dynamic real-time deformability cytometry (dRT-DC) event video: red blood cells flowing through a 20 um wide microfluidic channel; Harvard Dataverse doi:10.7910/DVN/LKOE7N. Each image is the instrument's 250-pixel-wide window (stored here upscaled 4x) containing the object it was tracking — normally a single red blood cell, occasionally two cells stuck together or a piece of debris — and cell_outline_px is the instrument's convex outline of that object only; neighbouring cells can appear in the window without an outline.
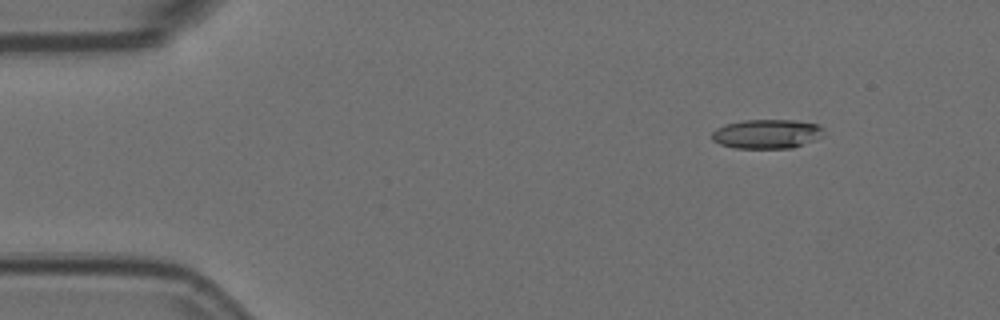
{"species": "Egyptian fruit bat (a non-hibernating species)", "species_latin": "Rousettus aegyptiacus", "temperature_condition": "room temperature", "stored_images_in_passage": 6, "camera_frame_rate_fps": 3000, "um_per_image_px": 0.085, "animal": {"sex": "female"}, "frame": {"image": 1, "passage_image": 2, "time_ms": 0.333, "image_size_px": [1000, 320], "cell_outline_px": [[824, 136], [792, 148], [736, 148], [720, 144], [712, 140], [712, 132], [716, 128], [724, 124], [744, 120], [796, 120], [820, 124], [824, 128]], "centroid_in_image_um": [65.21, 11.37], "position_along_channel_um": 19.8, "area_um2": 19.25}}
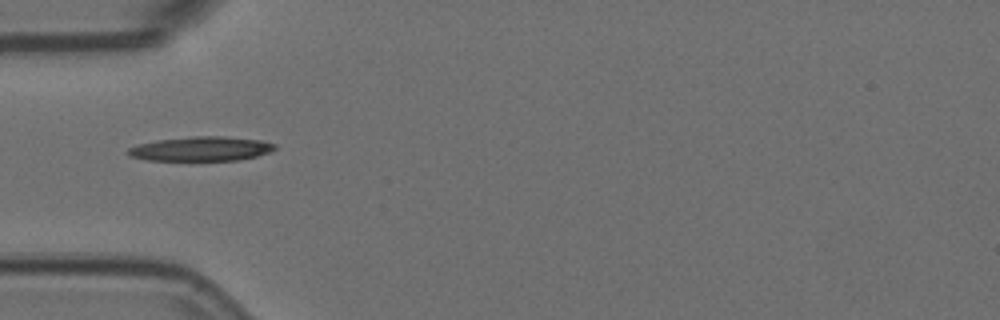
{"frame": {"image": 2, "passage_image": 5, "time_ms": 1.333, "image_size_px": [1000, 320], "cell_outline_px": [[276, 148], [272, 152], [240, 160], [148, 160], [132, 156], [128, 152], [128, 148], [140, 144], [156, 140], [192, 136], [224, 136], [260, 140], [276, 144]], "centroid_in_image_um": [17.16, 12.64], "position_along_channel_um": 67.8, "area_um2": 20.75}}
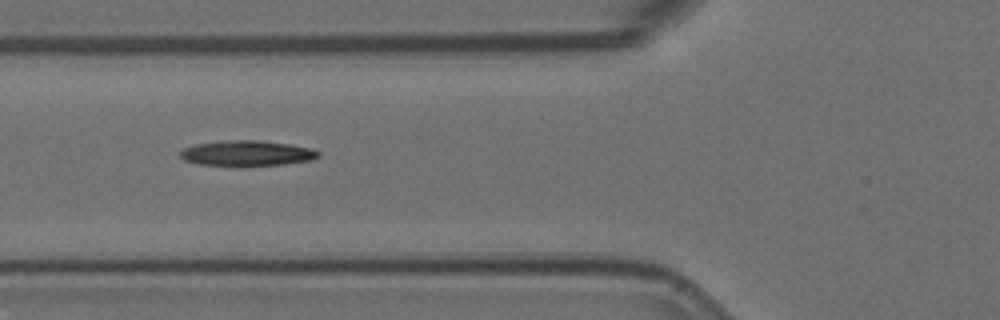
{"frame": {"image": 3, "passage_image": 6, "time_ms": 1.667, "image_size_px": [1000, 320], "cell_outline_px": [[320, 156], [312, 160], [284, 164], [200, 164], [184, 160], [180, 156], [180, 152], [184, 148], [196, 144], [228, 140], [260, 140], [288, 144], [312, 148], [320, 152]], "centroid_in_image_um": [21.03, 13.0], "position_along_channel_um": 104.8, "area_um2": 19.83}}